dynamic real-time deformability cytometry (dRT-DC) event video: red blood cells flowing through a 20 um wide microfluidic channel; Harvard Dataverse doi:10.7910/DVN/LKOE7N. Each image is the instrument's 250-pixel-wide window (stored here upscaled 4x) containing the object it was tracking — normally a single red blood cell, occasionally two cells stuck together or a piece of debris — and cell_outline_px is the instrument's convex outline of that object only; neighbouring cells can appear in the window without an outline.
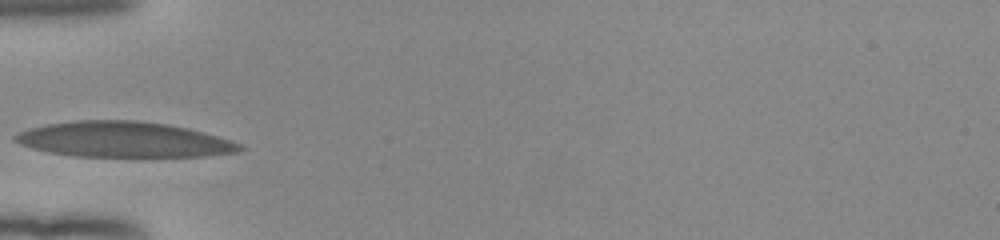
{"species": "human", "species_latin": "Homo sapiens", "temperature_condition": "room temperature", "stored_images_in_passage": 16, "camera_frame_rate_fps": 3000, "um_per_image_px": 0.085, "donor": {"sex": "female"}, "frame": {"image": 1, "passage_image": 1, "time_ms": 0.0, "image_size_px": [1000, 240], "cell_outline_px": [[248, 148], [240, 152], [208, 156], [72, 156], [48, 152], [32, 148], [20, 144], [12, 140], [12, 136], [20, 132], [32, 128], [48, 124], [72, 120], [136, 120], [168, 124], [188, 128], [204, 132], [232, 140]], "centroid_in_image_um": [10.56, 11.86], "position_along_channel_um": 74.4, "area_um2": 46.64}}
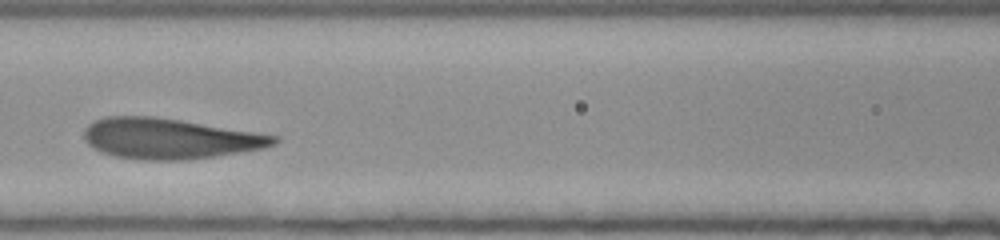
{"frame": {"image": 2, "passage_image": 7, "time_ms": 2.0, "image_size_px": [1000, 240], "cell_outline_px": [[280, 140], [276, 144], [264, 148], [212, 156], [184, 160], [140, 160], [116, 156], [100, 152], [88, 144], [84, 140], [84, 128], [92, 120], [104, 116], [152, 116], [180, 120], [280, 136]], "centroid_in_image_um": [14.37, 11.77], "position_along_channel_um": 152.2, "area_um2": 44.85}}
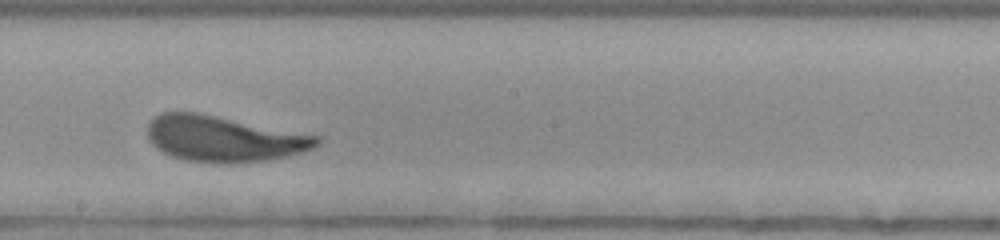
{"frame": {"image": 3, "passage_image": 13, "time_ms": 4.0, "image_size_px": [1000, 240], "cell_outline_px": [[320, 144], [312, 148], [288, 156], [268, 160], [228, 164], [188, 160], [172, 156], [156, 148], [148, 140], [148, 120], [152, 116], [160, 112], [196, 112], [320, 136]], "centroid_in_image_um": [18.98, 11.79], "position_along_channel_um": 229.2, "area_um2": 45.2}}